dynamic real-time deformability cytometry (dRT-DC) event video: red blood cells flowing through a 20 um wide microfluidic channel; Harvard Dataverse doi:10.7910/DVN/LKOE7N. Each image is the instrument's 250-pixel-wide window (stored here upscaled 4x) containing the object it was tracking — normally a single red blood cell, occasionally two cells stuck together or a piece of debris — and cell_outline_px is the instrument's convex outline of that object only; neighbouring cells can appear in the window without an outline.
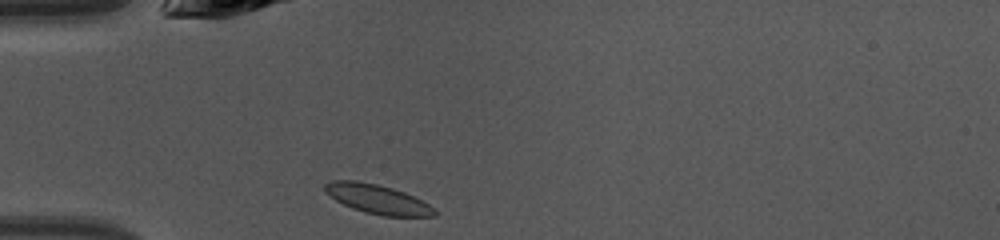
{"species": "common noctule bat (a hibernating species)", "species_latin": "Nyctalus noctula", "temperature_condition": "warm", "stored_images_in_passage": 34, "camera_frame_rate_fps": 3000, "um_per_image_px": 0.085, "animal": {"sex": "female", "body_mass_g": 10.0, "forearm_length_mm": 53.1}, "frame": {"image": 1, "passage_image": 1, "time_ms": 0.0, "image_size_px": [1000, 240], "cell_outline_px": [[436, 216], [384, 216], [364, 212], [352, 208], [336, 200], [324, 192], [324, 184], [332, 180], [356, 180], [376, 184], [392, 188], [404, 192], [436, 208]], "centroid_in_image_um": [32.06, 16.92], "position_along_channel_um": 52.9, "area_um2": 18.61}}
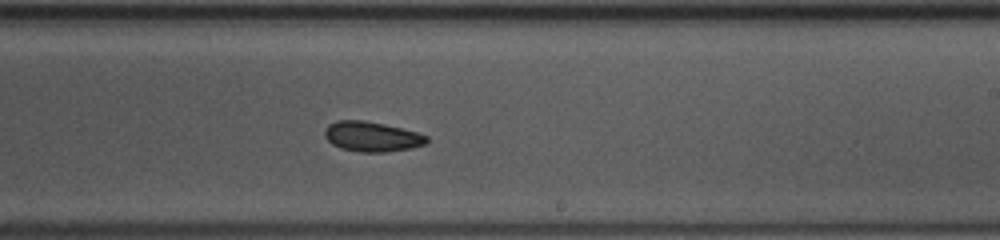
{"frame": {"image": 2, "passage_image": 16, "time_ms": 5.0, "image_size_px": [1000, 240], "cell_outline_px": [[428, 144], [412, 148], [384, 152], [360, 152], [340, 148], [332, 144], [324, 136], [324, 128], [328, 124], [336, 120], [364, 120], [384, 124], [416, 132], [428, 136]], "centroid_in_image_um": [31.59, 11.61], "position_along_channel_um": 257.4, "area_um2": 17.98}}
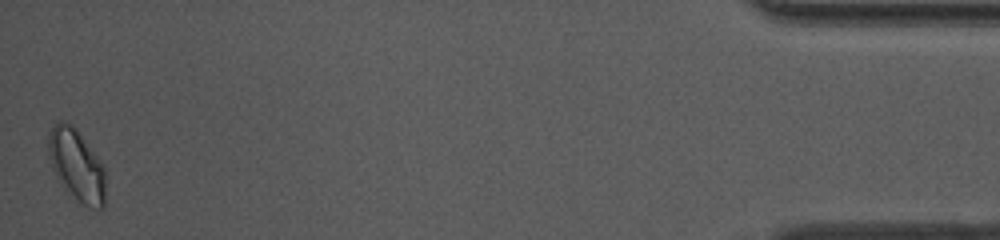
{"frame": {"image": 3, "passage_image": 34, "time_ms": 11.0, "image_size_px": [1000, 240], "cell_outline_px": [[104, 208], [100, 212], [80, 204], [64, 188], [56, 176], [52, 168], [48, 156], [48, 132], [60, 120], [64, 120], [72, 124], [76, 128], [100, 160], [104, 168]], "centroid_in_image_um": [6.51, 14.07], "position_along_channel_um": 428.7, "area_um2": 24.16}, "authors_computed_cell_mechanics": {"area_um2": 18.2359, "velocity_mm_per_s": 4.2717, "shape_relaxation_time_tau1_ms": 3.471, "shape_relaxation_time_tau2_ms": 2.5924, "deformation_change_tau1": 0.0755, "deformation_change_tau2": 0.0588}}